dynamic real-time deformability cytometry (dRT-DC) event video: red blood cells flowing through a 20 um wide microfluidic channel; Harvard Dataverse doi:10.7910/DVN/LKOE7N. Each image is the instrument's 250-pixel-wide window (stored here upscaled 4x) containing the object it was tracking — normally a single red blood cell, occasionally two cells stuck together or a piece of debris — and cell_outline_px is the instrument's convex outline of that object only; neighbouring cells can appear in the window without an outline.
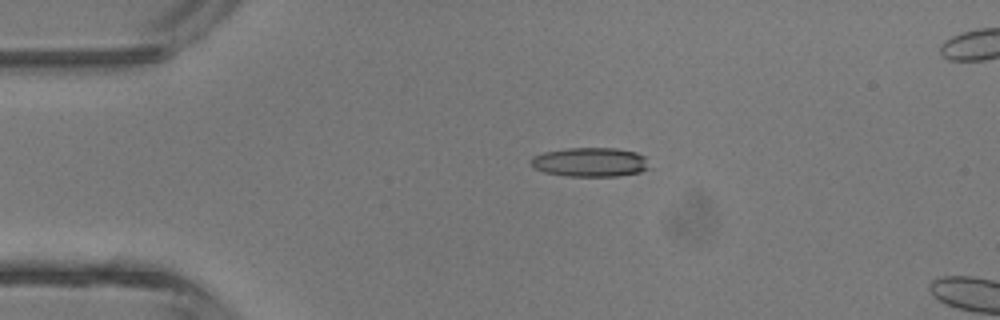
{"species": "common noctule bat (a hibernating species)", "species_latin": "Nyctalus noctula", "temperature_condition": "room temperature", "stored_images_in_passage": 4, "camera_frame_rate_fps": 3000, "um_per_image_px": 0.085, "animal": {"sex": "male", "body_mass_g": 13.3}, "frame": {"image": 1, "passage_image": 3, "time_ms": 2.0, "image_size_px": [1000, 320], "cell_outline_px": [[652, 168], [640, 172], [620, 176], [564, 176], [544, 172], [532, 168], [528, 160], [532, 156], [544, 152], [568, 148], [616, 148], [636, 152], [644, 156]], "centroid_in_image_um": [50.15, 13.79], "position_along_channel_um": 34.9, "area_um2": 20.52}}